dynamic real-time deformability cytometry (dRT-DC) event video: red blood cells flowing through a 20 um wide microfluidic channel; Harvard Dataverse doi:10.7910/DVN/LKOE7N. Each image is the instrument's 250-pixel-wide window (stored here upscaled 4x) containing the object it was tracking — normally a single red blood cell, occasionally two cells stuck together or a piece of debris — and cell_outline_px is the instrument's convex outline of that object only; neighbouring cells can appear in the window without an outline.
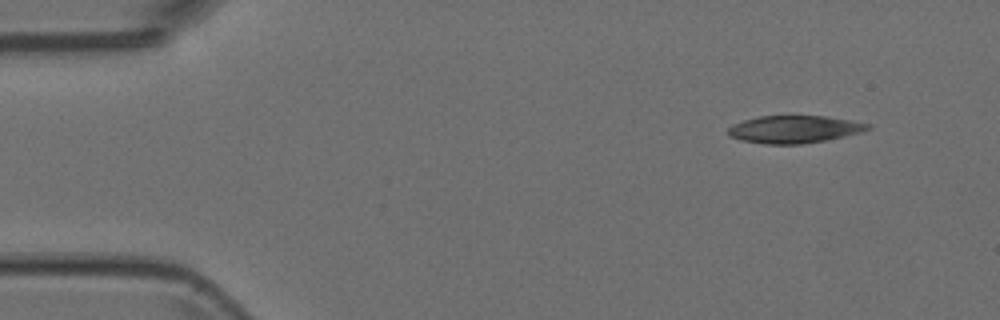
{"species": "Egyptian fruit bat (a non-hibernating species)", "species_latin": "Rousettus aegyptiacus", "temperature_condition": "room temperature", "stored_images_in_passage": 4, "camera_frame_rate_fps": 3000, "um_per_image_px": 0.085, "animal": {"sex": "female"}, "frame": {"image": 1, "passage_image": 1, "time_ms": 0.0, "image_size_px": [1000, 320], "cell_outline_px": [[872, 128], [860, 132], [828, 140], [800, 144], [764, 144], [740, 140], [728, 136], [728, 128], [732, 124], [744, 120], [760, 116], [828, 116], [872, 124]], "centroid_in_image_um": [67.51, 10.99], "position_along_channel_um": 17.5, "area_um2": 22.48}}
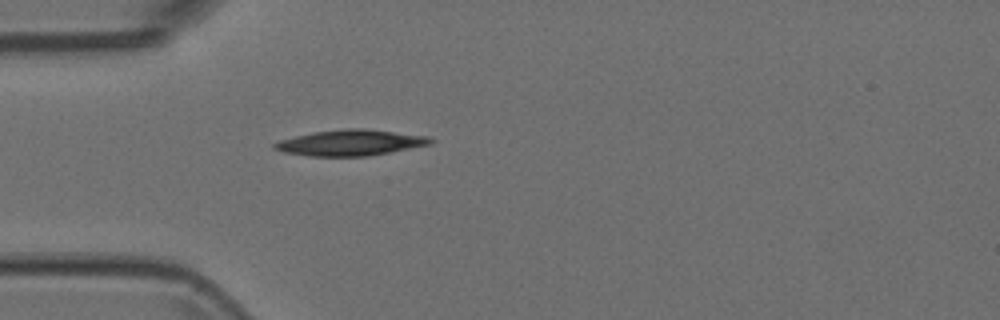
{"frame": {"image": 2, "passage_image": 4, "time_ms": 1.0, "image_size_px": [1000, 320], "cell_outline_px": [[436, 140], [432, 144], [368, 156], [312, 156], [284, 152], [272, 148], [272, 144], [280, 140], [312, 132], [344, 128], [364, 128], [428, 136]], "centroid_in_image_um": [29.81, 12.12], "position_along_channel_um": 55.2, "area_um2": 23.52}}